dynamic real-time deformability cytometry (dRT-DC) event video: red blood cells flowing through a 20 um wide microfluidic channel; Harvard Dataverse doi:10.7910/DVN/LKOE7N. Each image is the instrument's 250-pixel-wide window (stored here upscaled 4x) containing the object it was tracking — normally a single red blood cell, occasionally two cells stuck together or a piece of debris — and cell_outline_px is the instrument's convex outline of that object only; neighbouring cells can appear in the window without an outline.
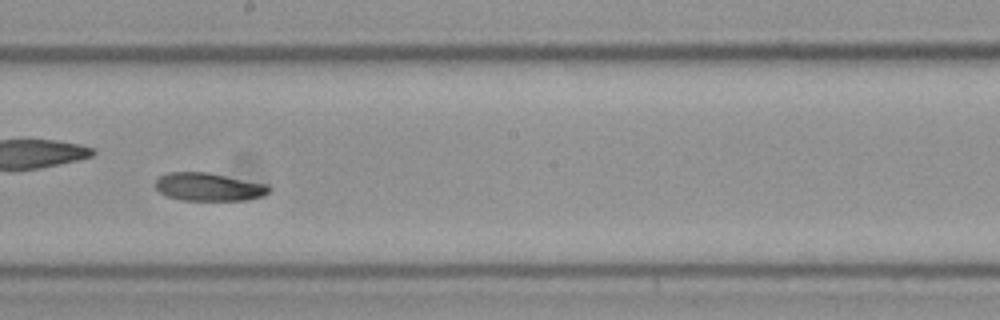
{"species": "Egyptian fruit bat (a non-hibernating species)", "species_latin": "Rousettus aegyptiacus", "temperature_condition": "cold", "stored_images_in_passage": 60, "camera_frame_rate_fps": 3000, "um_per_image_px": 0.085, "frame": {"image": 1, "passage_image": 35, "time_ms": 11.333, "image_size_px": [1000, 320], "cell_outline_px": [[272, 188], [268, 192], [260, 196], [244, 200], [184, 200], [168, 196], [160, 192], [156, 188], [156, 180], [160, 176], [168, 172], [208, 172], [268, 184]], "centroid_in_image_um": [17.75, 15.87], "position_along_channel_um": 230.5, "area_um2": 18.44}, "authors_computed_cell_mechanics": {"area_um2": 19.3341, "velocity_mm_per_s": 3.4779, "shape_relaxation_time_tau1_ms": 3.9336, "shape_relaxation_time_tau2_ms": null, "deformation_change_tau1": 0.1141, "deformation_change_tau2": null}}